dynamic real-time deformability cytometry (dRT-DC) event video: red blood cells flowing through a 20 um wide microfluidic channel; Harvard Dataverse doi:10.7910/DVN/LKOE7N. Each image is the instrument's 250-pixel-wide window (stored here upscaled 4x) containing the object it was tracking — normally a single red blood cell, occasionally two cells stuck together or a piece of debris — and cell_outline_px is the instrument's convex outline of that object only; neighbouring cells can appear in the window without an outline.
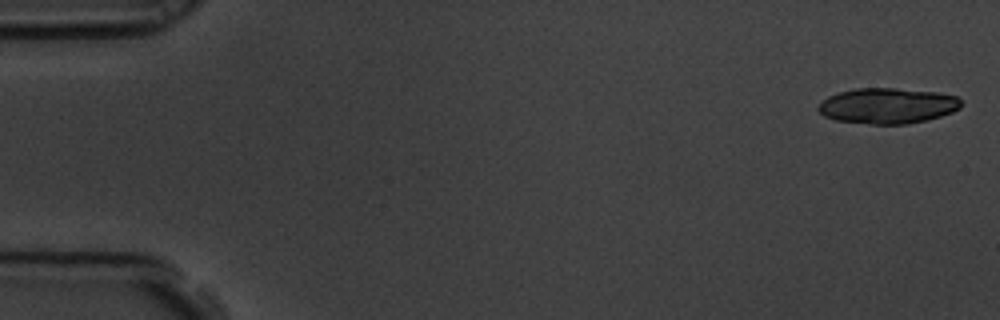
{"species": "common noctule bat (a hibernating species)", "species_latin": "Nyctalus noctula", "temperature_condition": "room temperature", "stored_images_in_passage": 10, "camera_frame_rate_fps": 3000, "um_per_image_px": 0.085, "animal": {"sex": "male", "body_mass_g": 19.5, "forearm_length_mm": 54.6}, "frame": {"image": 1, "passage_image": 1, "time_ms": 0.0, "image_size_px": [1000, 320], "cell_outline_px": [[960, 108], [952, 112], [928, 120], [908, 124], [872, 124], [836, 120], [824, 116], [816, 108], [820, 100], [828, 96], [840, 92], [856, 88], [896, 88], [936, 92], [956, 96], [960, 100]], "centroid_in_image_um": [75.41, 8.99], "position_along_channel_um": 9.6, "area_um2": 29.71}}